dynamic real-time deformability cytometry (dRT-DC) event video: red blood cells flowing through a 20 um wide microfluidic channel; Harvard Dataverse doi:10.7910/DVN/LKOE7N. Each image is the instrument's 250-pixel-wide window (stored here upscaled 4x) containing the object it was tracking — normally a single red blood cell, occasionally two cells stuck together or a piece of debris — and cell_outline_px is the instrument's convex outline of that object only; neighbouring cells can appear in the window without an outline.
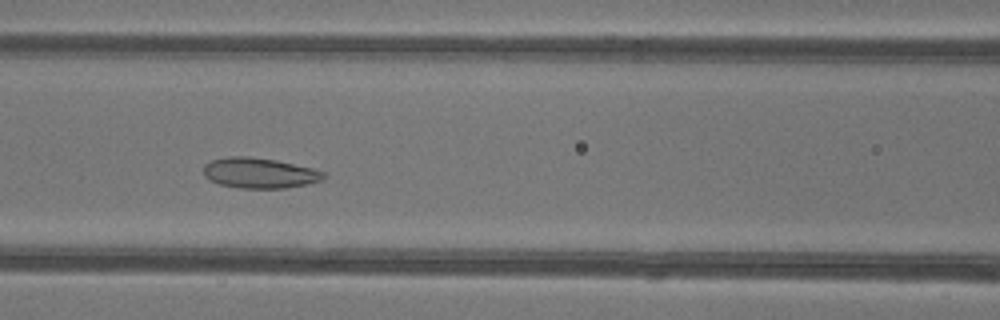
{"species": "common noctule bat (a hibernating species)", "species_latin": "Nyctalus noctula", "temperature_condition": "warm", "stored_images_in_passage": 34, "camera_frame_rate_fps": 3000, "um_per_image_px": 0.085, "animal": {"sex": "female"}, "frame": {"image": 1, "passage_image": 9, "time_ms": 2.667, "image_size_px": [1000, 320], "cell_outline_px": [[324, 176], [320, 180], [308, 184], [284, 188], [240, 188], [220, 184], [204, 176], [204, 164], [212, 160], [228, 156], [244, 156], [276, 160], [312, 168], [324, 172]], "centroid_in_image_um": [22.03, 14.7], "position_along_channel_um": 144.6, "area_um2": 21.04}}
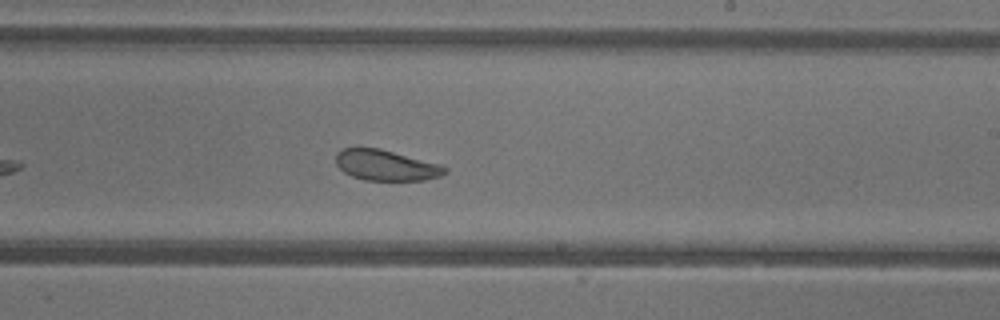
{"frame": {"image": 2, "passage_image": 17, "time_ms": 5.333, "image_size_px": [1000, 320], "cell_outline_px": [[448, 172], [440, 176], [424, 180], [364, 180], [352, 176], [344, 172], [336, 164], [336, 152], [340, 148], [380, 148], [440, 164], [448, 168]], "centroid_in_image_um": [32.81, 14.04], "position_along_channel_um": 256.2, "area_um2": 19.54}}
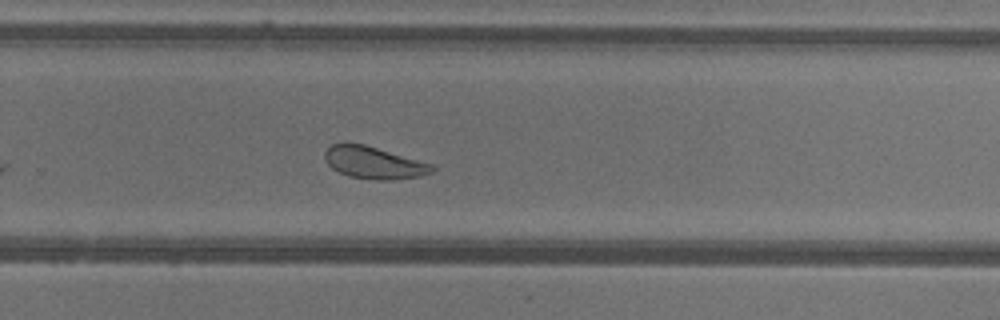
{"frame": {"image": 3, "passage_image": 20, "time_ms": 6.333, "image_size_px": [1000, 320], "cell_outline_px": [[436, 168], [432, 172], [420, 176], [392, 180], [376, 180], [348, 176], [332, 168], [328, 164], [324, 156], [324, 152], [332, 144], [364, 144], [432, 164]], "centroid_in_image_um": [31.79, 13.84], "position_along_channel_um": 298.0, "area_um2": 19.83}, "authors_computed_cell_mechanics": {"area_um2": 21.5883, "velocity_mm_per_s": 4.2066, "shape_relaxation_time_tau1_ms": 9.9492, "shape_relaxation_time_tau2_ms": 2.8204, "deformation_change_tau1": 0.1774, "deformation_change_tau2": 0.1004}}